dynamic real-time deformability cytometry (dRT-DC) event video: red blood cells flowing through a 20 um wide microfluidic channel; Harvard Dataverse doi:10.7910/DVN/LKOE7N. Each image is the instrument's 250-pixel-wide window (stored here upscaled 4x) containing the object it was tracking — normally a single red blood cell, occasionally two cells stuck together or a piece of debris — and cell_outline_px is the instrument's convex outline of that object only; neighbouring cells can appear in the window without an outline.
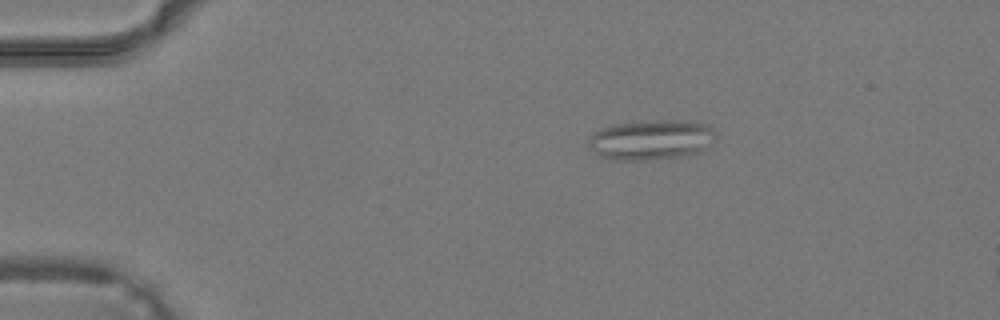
{"species": "common noctule bat (a hibernating species)", "species_latin": "Nyctalus noctula", "temperature_condition": "warm", "stored_images_in_passage": 13, "camera_frame_rate_fps": 3000, "um_per_image_px": 0.085, "animal": {"sex": "male", "body_mass_g": 19.2, "forearm_length_mm": 51.8}, "frame": {"image": 1, "passage_image": 8, "time_ms": 2.333, "image_size_px": [1000, 320], "cell_outline_px": [[716, 140], [704, 148], [696, 152], [680, 156], [648, 160], [620, 160], [600, 156], [588, 144], [588, 140], [596, 132], [612, 124], [648, 120], [696, 120], [708, 124], [716, 132]], "centroid_in_image_um": [55.42, 11.85], "position_along_channel_um": 29.6, "area_um2": 29.71}}